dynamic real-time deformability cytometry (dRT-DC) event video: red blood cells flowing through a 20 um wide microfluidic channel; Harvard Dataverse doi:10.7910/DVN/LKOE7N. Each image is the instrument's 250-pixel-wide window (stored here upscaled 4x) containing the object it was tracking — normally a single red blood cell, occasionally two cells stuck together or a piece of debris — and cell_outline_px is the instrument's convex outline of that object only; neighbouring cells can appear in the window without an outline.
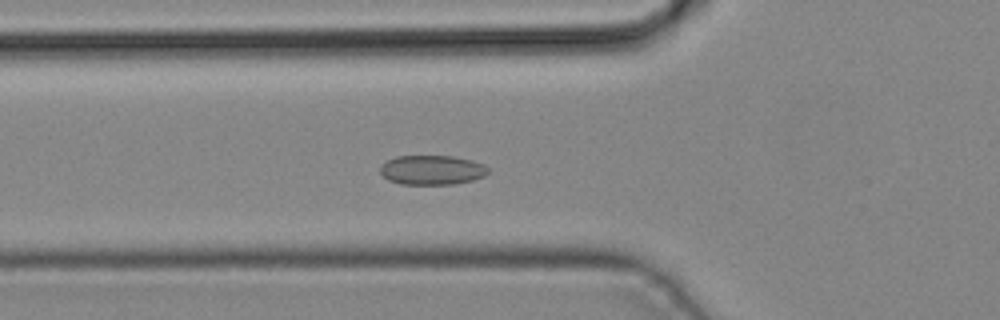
{"species": "common noctule bat (a hibernating species)", "species_latin": "Nyctalus noctula", "temperature_condition": "cold", "stored_images_in_passage": 44, "camera_frame_rate_fps": 3000, "um_per_image_px": 0.085, "animal": {"sex": "male", "body_mass_g": 19.2, "forearm_length_mm": 51.8}, "frame": {"image": 1, "passage_image": 16, "time_ms": 5.0, "image_size_px": [1000, 320], "cell_outline_px": [[488, 172], [484, 176], [472, 180], [456, 184], [400, 184], [388, 180], [380, 172], [380, 164], [396, 156], [452, 156], [472, 160], [484, 164], [488, 168]], "centroid_in_image_um": [36.71, 14.45], "position_along_channel_um": 89.1, "area_um2": 18.61}}
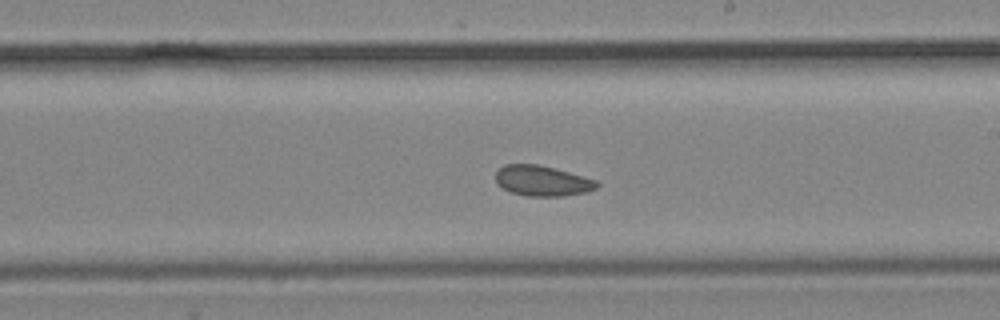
{"frame": {"image": 2, "passage_image": 26, "time_ms": 8.333, "image_size_px": [1000, 320], "cell_outline_px": [[600, 184], [596, 188], [588, 192], [564, 196], [528, 196], [512, 192], [496, 184], [496, 172], [504, 164], [536, 164], [584, 176], [596, 180]], "centroid_in_image_um": [46.11, 15.37], "position_along_channel_um": 242.9, "area_um2": 17.86}}
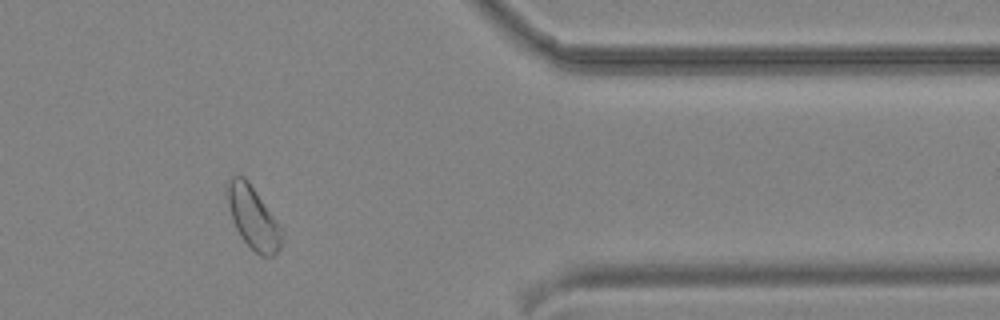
{"frame": {"image": 3, "passage_image": 37, "time_ms": 12.0, "image_size_px": [1000, 320], "cell_outline_px": [[284, 232], [280, 248], [272, 256], [260, 256], [240, 236], [236, 228], [228, 204], [228, 180], [232, 176], [244, 176], [248, 180], [276, 220]], "centroid_in_image_um": [21.54, 18.51], "position_along_channel_um": 389.9, "area_um2": 19.36}}